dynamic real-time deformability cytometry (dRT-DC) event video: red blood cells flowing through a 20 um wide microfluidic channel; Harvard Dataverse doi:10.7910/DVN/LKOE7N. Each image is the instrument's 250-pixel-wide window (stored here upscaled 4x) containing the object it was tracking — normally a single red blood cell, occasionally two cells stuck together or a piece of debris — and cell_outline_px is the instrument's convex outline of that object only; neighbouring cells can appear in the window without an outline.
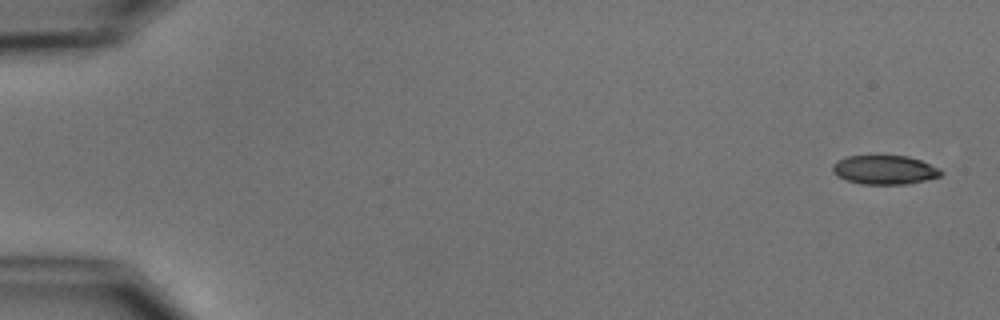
{"species": "common noctule bat (a hibernating species)", "species_latin": "Nyctalus noctula", "temperature_condition": "cold", "stored_images_in_passage": 5, "camera_frame_rate_fps": 3000, "um_per_image_px": 0.085, "animal": {"sex": "male", "body_mass_g": 15.6}, "frame": {"image": 1, "passage_image": 1, "time_ms": 0.0, "image_size_px": [1000, 320], "cell_outline_px": [[944, 172], [940, 176], [908, 184], [860, 184], [836, 176], [832, 172], [832, 164], [836, 160], [848, 156], [908, 156], [920, 160], [940, 168]], "centroid_in_image_um": [75.17, 14.44], "position_along_channel_um": 9.8, "area_um2": 18.38}}
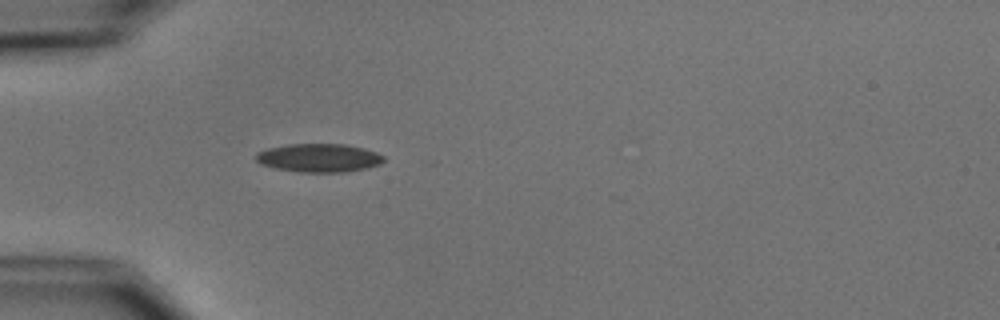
{"frame": {"image": 2, "passage_image": 5, "time_ms": 5.0, "image_size_px": [1000, 320], "cell_outline_px": [[384, 160], [380, 164], [368, 168], [344, 172], [300, 172], [276, 168], [260, 164], [256, 160], [256, 152], [268, 148], [288, 144], [344, 144], [364, 148], [376, 152], [384, 156]], "centroid_in_image_um": [27.11, 13.42], "position_along_channel_um": 57.9, "area_um2": 21.21}}